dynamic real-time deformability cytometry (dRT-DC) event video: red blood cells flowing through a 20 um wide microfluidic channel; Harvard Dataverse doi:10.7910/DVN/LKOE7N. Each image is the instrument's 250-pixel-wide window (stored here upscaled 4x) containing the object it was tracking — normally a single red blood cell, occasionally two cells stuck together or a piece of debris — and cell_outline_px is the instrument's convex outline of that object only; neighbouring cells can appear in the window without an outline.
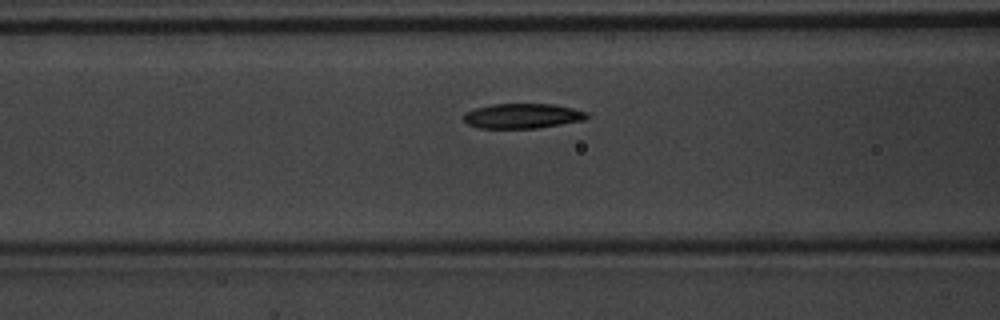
{"species": "common noctule bat (a hibernating species)", "species_latin": "Nyctalus noctula", "temperature_condition": "warm", "stored_images_in_passage": 38, "camera_frame_rate_fps": 3000, "um_per_image_px": 0.085, "animal": {"sex": "male", "body_mass_g": 20.1, "forearm_length_mm": 53.5}, "frame": {"image": 1, "passage_image": 10, "time_ms": 3.0, "image_size_px": [1000, 320], "cell_outline_px": [[588, 116], [584, 120], [536, 128], [480, 128], [468, 124], [464, 120], [464, 112], [476, 108], [492, 104], [552, 104], [572, 108], [588, 112]], "centroid_in_image_um": [44.4, 9.85], "position_along_channel_um": 122.2, "area_um2": 17.74}}
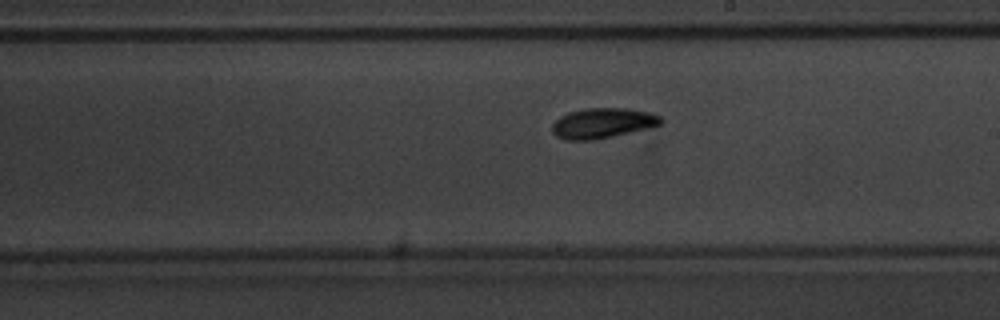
{"frame": {"image": 2, "passage_image": 19, "time_ms": 6.0, "image_size_px": [1000, 320], "cell_outline_px": [[664, 120], [660, 124], [648, 128], [612, 136], [592, 140], [564, 140], [556, 136], [552, 132], [552, 124], [560, 116], [568, 112], [588, 108], [624, 108], [652, 112], [660, 116]], "centroid_in_image_um": [51.21, 10.46], "position_along_channel_um": 237.8, "area_um2": 19.13}}
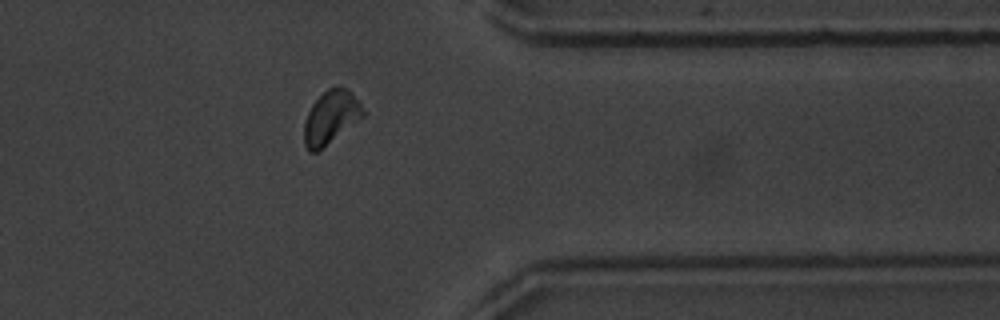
{"frame": {"image": 3, "passage_image": 31, "time_ms": 10.0, "image_size_px": [1000, 320], "cell_outline_px": [[364, 116], [316, 152], [308, 152], [304, 144], [304, 124], [308, 112], [312, 104], [328, 88], [336, 84], [348, 88], [360, 100], [364, 108]], "centroid_in_image_um": [28.14, 9.92], "position_along_channel_um": 383.3, "area_um2": 18.32}}